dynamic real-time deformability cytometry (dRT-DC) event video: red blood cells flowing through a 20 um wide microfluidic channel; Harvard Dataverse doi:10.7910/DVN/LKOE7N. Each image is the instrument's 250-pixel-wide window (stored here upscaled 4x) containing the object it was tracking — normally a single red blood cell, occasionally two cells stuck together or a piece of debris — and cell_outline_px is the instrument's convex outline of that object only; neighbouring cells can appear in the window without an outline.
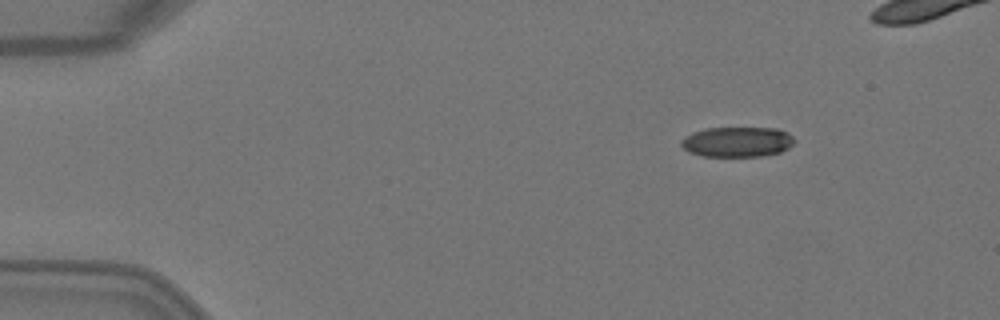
{"species": "Egyptian fruit bat (a non-hibernating species)", "species_latin": "Rousettus aegyptiacus", "temperature_condition": "warm", "stored_images_in_passage": 4, "camera_frame_rate_fps": 3000, "um_per_image_px": 0.085, "animal": {"sex": "female"}, "frame": {"image": 1, "passage_image": 1, "time_ms": 0.0, "image_size_px": [1000, 320], "cell_outline_px": [[796, 140], [788, 148], [780, 152], [764, 156], [704, 156], [688, 152], [680, 144], [680, 140], [684, 136], [692, 132], [704, 128], [776, 128], [788, 132]], "centroid_in_image_um": [62.65, 12.05], "position_along_channel_um": 22.4, "area_um2": 20.06}}